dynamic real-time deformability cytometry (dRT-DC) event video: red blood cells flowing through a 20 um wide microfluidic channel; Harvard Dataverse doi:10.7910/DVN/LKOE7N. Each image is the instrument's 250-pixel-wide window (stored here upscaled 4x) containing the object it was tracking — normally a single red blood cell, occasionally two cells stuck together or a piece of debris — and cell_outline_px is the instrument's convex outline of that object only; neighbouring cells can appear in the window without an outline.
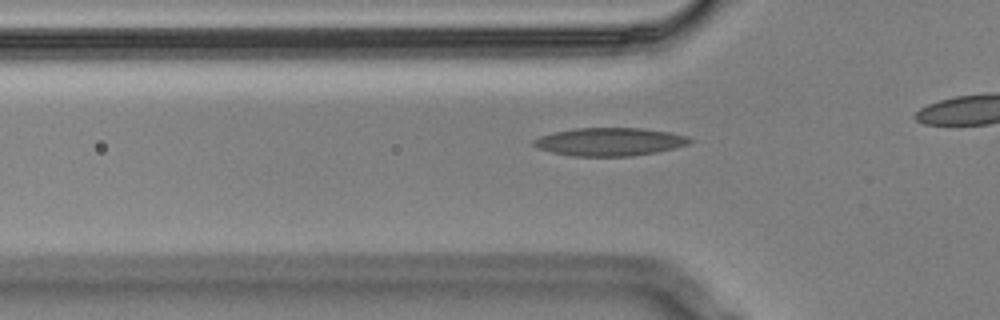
{"species": "Egyptian fruit bat (a non-hibernating species)", "species_latin": "Rousettus aegyptiacus", "temperature_condition": "cold", "stored_images_in_passage": 41, "camera_frame_rate_fps": 3000, "um_per_image_px": 0.085, "animal": {"sex": "male"}, "frame": {"image": 1, "passage_image": 14, "time_ms": 4.333, "image_size_px": [1000, 320], "cell_outline_px": [[692, 140], [688, 144], [656, 152], [632, 156], [572, 156], [552, 152], [540, 148], [532, 144], [532, 140], [540, 136], [556, 132], [576, 128], [640, 128], [668, 132], [688, 136]], "centroid_in_image_um": [51.81, 12.05], "position_along_channel_um": 74.0, "area_um2": 25.26}}
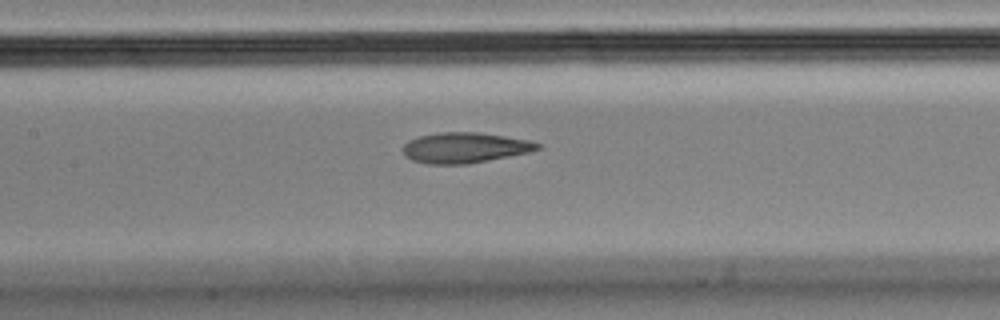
{"frame": {"image": 2, "passage_image": 22, "time_ms": 7.0, "image_size_px": [1000, 320], "cell_outline_px": [[544, 148], [528, 152], [468, 164], [428, 164], [412, 160], [404, 152], [404, 144], [408, 140], [420, 136], [440, 132], [476, 132], [504, 136], [528, 140], [544, 144]], "centroid_in_image_um": [39.55, 12.55], "position_along_channel_um": 167.8, "area_um2": 23.76}}
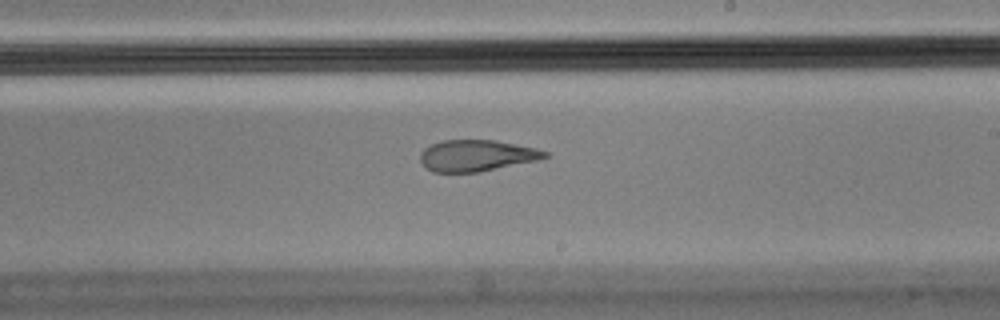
{"frame": {"image": 3, "passage_image": 29, "time_ms": 9.333, "image_size_px": [1000, 320], "cell_outline_px": [[552, 152], [548, 156], [540, 160], [480, 172], [432, 172], [420, 160], [420, 152], [424, 148], [432, 144], [444, 140], [496, 140], [536, 148]], "centroid_in_image_um": [40.57, 13.22], "position_along_channel_um": 248.4, "area_um2": 22.95}}